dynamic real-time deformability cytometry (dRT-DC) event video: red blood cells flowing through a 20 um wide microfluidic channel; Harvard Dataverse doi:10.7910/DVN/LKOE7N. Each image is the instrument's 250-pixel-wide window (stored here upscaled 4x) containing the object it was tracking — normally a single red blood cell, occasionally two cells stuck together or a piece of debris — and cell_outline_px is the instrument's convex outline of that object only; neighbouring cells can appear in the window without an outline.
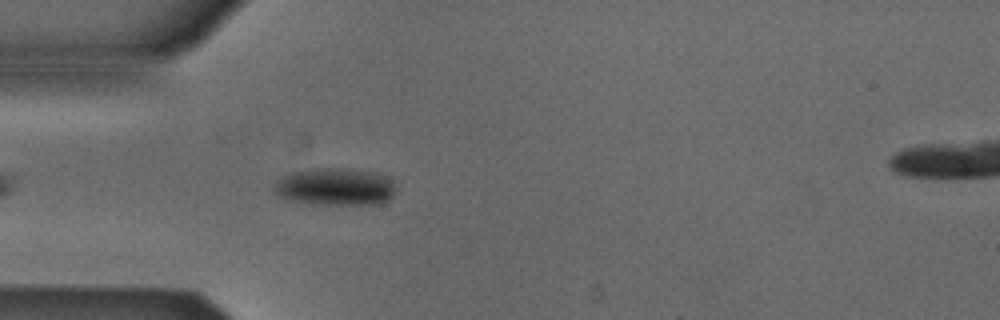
{"species": "Egyptian fruit bat (a non-hibernating species)", "species_latin": "Rousettus aegyptiacus", "temperature_condition": "cold", "stored_images_in_passage": 42, "camera_frame_rate_fps": 3000, "um_per_image_px": 0.085, "animal": {"sex": "male"}, "frame": {"image": 1, "passage_image": 5, "time_ms": 1.333, "image_size_px": [1000, 320], "cell_outline_px": [[396, 188], [392, 196], [388, 200], [376, 204], [308, 204], [292, 200], [280, 196], [272, 188], [276, 180], [292, 172], [316, 168], [352, 168], [380, 172], [392, 180]], "centroid_in_image_um": [28.53, 15.86], "position_along_channel_um": 56.5, "area_um2": 26.82}}
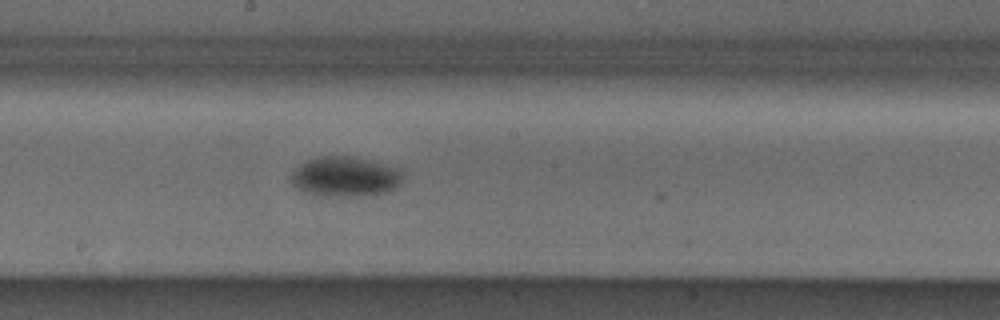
{"frame": {"image": 2, "passage_image": 18, "time_ms": 5.667, "image_size_px": [1000, 320], "cell_outline_px": [[404, 180], [396, 188], [388, 192], [360, 196], [312, 196], [296, 188], [292, 184], [292, 172], [300, 164], [316, 156], [348, 156], [368, 160], [400, 168]], "centroid_in_image_um": [29.34, 15.03], "position_along_channel_um": 218.9, "area_um2": 26.36}}
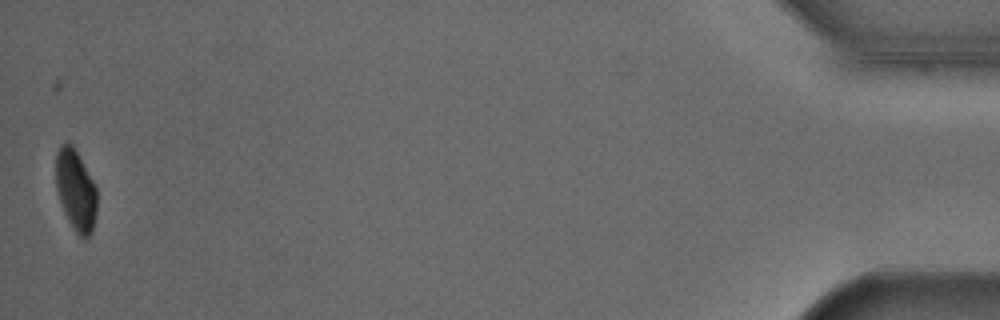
{"frame": {"image": 3, "passage_image": 42, "time_ms": 13.667, "image_size_px": [1000, 320], "cell_outline_px": [[96, 212], [92, 232], [84, 240], [76, 232], [68, 220], [64, 212], [56, 188], [56, 152], [64, 144], [72, 144], [92, 180], [96, 188]], "centroid_in_image_um": [6.43, 16.21], "position_along_channel_um": 428.8, "area_um2": 18.96}, "authors_computed_cell_mechanics": {"area_um2": 24.6228, "velocity_mm_per_s": 3.8602, "shape_relaxation_time_tau1_ms": 3.0908, "shape_relaxation_time_tau2_ms": null, "deformation_change_tau1": 0.0838, "deformation_change_tau2": null}}